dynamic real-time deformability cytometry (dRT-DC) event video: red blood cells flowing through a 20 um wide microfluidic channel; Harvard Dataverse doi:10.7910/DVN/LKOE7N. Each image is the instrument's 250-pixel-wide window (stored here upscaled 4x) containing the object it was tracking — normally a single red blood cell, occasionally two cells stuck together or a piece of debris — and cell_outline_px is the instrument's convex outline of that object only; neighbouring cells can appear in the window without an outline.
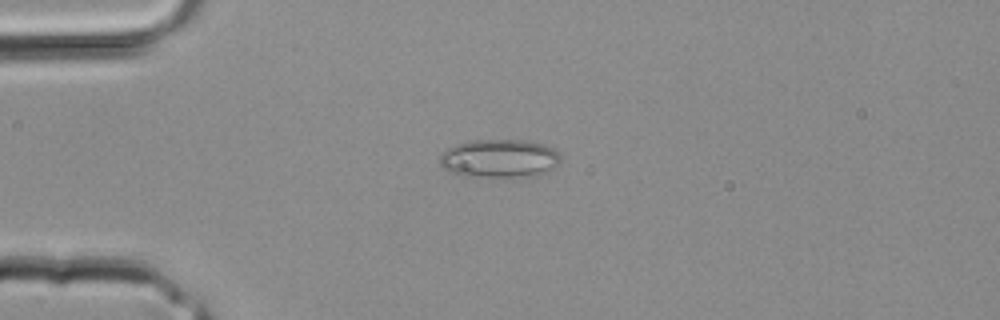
{"species": "common noctule bat (a hibernating species)", "species_latin": "Nyctalus noctula", "temperature_condition": "room temperature", "stored_images_in_passage": 1, "camera_frame_rate_fps": 3000, "um_per_image_px": 0.085, "animal": {"sex": "male", "body_mass_g": 20.4}, "frame": {"image": 1, "passage_image": 1, "time_ms": 0.0, "image_size_px": [1000, 320], "cell_outline_px": [[560, 164], [556, 168], [540, 176], [512, 180], [476, 180], [452, 176], [440, 164], [440, 156], [448, 148], [456, 144], [476, 140], [528, 140], [544, 144], [552, 148], [560, 156]], "centroid_in_image_um": [42.45, 13.58], "position_along_channel_um": 42.6, "area_um2": 29.13}}